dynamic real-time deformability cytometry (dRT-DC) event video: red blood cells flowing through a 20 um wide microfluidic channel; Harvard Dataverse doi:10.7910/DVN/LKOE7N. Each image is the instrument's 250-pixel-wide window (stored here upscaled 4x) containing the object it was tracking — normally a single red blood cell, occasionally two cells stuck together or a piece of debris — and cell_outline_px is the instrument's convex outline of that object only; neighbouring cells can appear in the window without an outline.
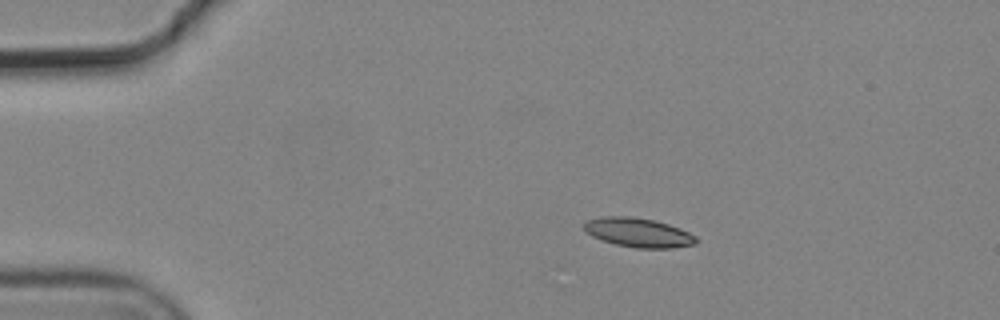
{"species": "common noctule bat (a hibernating species)", "species_latin": "Nyctalus noctula", "temperature_condition": "cold", "stored_images_in_passage": 9, "camera_frame_rate_fps": 3000, "um_per_image_px": 0.085, "animal": {"sex": "male", "body_mass_g": 19.2, "forearm_length_mm": 51.8}, "frame": {"image": 1, "passage_image": 2, "time_ms": 0.333, "image_size_px": [1000, 320], "cell_outline_px": [[700, 240], [696, 244], [672, 248], [636, 248], [616, 244], [592, 236], [584, 228], [584, 224], [588, 220], [604, 216], [632, 216], [652, 220], [668, 224], [680, 228], [696, 236]], "centroid_in_image_um": [54.31, 19.77], "position_along_channel_um": 30.7, "area_um2": 18.96}}
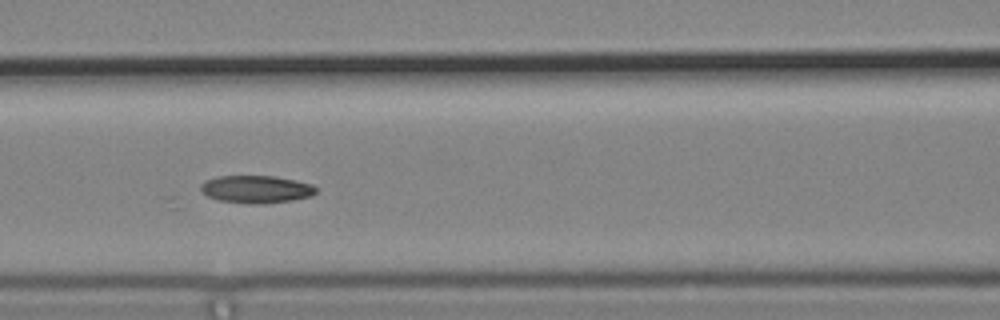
{"frame": {"image": 2, "passage_image": 6, "time_ms": 1.667, "image_size_px": [1000, 320], "cell_outline_px": [[316, 192], [312, 196], [292, 200], [264, 204], [256, 204], [220, 200], [208, 196], [200, 188], [200, 184], [204, 180], [216, 176], [276, 176], [296, 180], [312, 184], [316, 188]], "centroid_in_image_um": [21.79, 16.07], "position_along_channel_um": 144.8, "area_um2": 18.55}}
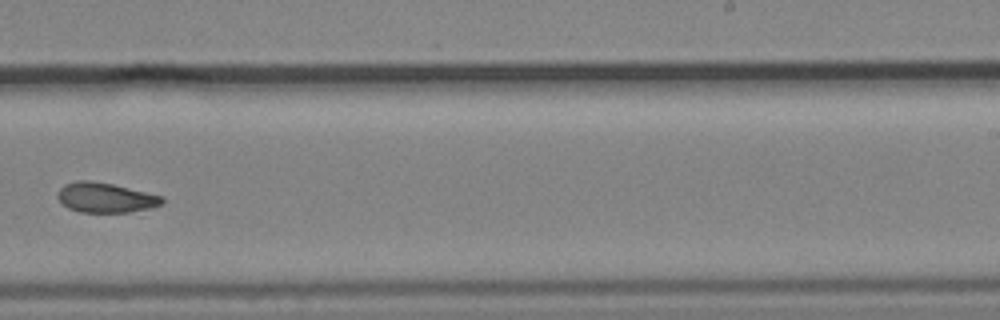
{"frame": {"image": 3, "passage_image": 9, "time_ms": 2.667, "image_size_px": [1000, 320], "cell_outline_px": [[164, 200], [160, 204], [148, 208], [128, 212], [80, 212], [68, 208], [56, 196], [60, 188], [64, 184], [76, 180], [88, 180], [112, 184], [164, 196]], "centroid_in_image_um": [8.94, 16.79], "position_along_channel_um": 280.1, "area_um2": 18.03}}